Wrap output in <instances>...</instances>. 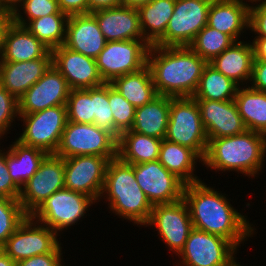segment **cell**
I'll return each instance as SVG.
<instances>
[{
    "instance_id": "35",
    "label": "cell",
    "mask_w": 266,
    "mask_h": 266,
    "mask_svg": "<svg viewBox=\"0 0 266 266\" xmlns=\"http://www.w3.org/2000/svg\"><path fill=\"white\" fill-rule=\"evenodd\" d=\"M234 42L229 35L206 25L198 32L188 47L209 63Z\"/></svg>"
},
{
    "instance_id": "4",
    "label": "cell",
    "mask_w": 266,
    "mask_h": 266,
    "mask_svg": "<svg viewBox=\"0 0 266 266\" xmlns=\"http://www.w3.org/2000/svg\"><path fill=\"white\" fill-rule=\"evenodd\" d=\"M102 198L108 202L110 211L137 226H144L150 218L153 205L136 181L134 165L118 157L107 165L99 202Z\"/></svg>"
},
{
    "instance_id": "50",
    "label": "cell",
    "mask_w": 266,
    "mask_h": 266,
    "mask_svg": "<svg viewBox=\"0 0 266 266\" xmlns=\"http://www.w3.org/2000/svg\"><path fill=\"white\" fill-rule=\"evenodd\" d=\"M24 0H0V9L13 13Z\"/></svg>"
},
{
    "instance_id": "17",
    "label": "cell",
    "mask_w": 266,
    "mask_h": 266,
    "mask_svg": "<svg viewBox=\"0 0 266 266\" xmlns=\"http://www.w3.org/2000/svg\"><path fill=\"white\" fill-rule=\"evenodd\" d=\"M70 91L66 79L52 64L46 73L18 99V112L29 114L66 105Z\"/></svg>"
},
{
    "instance_id": "12",
    "label": "cell",
    "mask_w": 266,
    "mask_h": 266,
    "mask_svg": "<svg viewBox=\"0 0 266 266\" xmlns=\"http://www.w3.org/2000/svg\"><path fill=\"white\" fill-rule=\"evenodd\" d=\"M144 226H154L159 238L176 255L184 248L188 235L194 228L183 198L172 203L153 205L150 218Z\"/></svg>"
},
{
    "instance_id": "48",
    "label": "cell",
    "mask_w": 266,
    "mask_h": 266,
    "mask_svg": "<svg viewBox=\"0 0 266 266\" xmlns=\"http://www.w3.org/2000/svg\"><path fill=\"white\" fill-rule=\"evenodd\" d=\"M121 5V0H89V13L99 9L113 8Z\"/></svg>"
},
{
    "instance_id": "46",
    "label": "cell",
    "mask_w": 266,
    "mask_h": 266,
    "mask_svg": "<svg viewBox=\"0 0 266 266\" xmlns=\"http://www.w3.org/2000/svg\"><path fill=\"white\" fill-rule=\"evenodd\" d=\"M58 6L68 16L89 13V0H58Z\"/></svg>"
},
{
    "instance_id": "42",
    "label": "cell",
    "mask_w": 266,
    "mask_h": 266,
    "mask_svg": "<svg viewBox=\"0 0 266 266\" xmlns=\"http://www.w3.org/2000/svg\"><path fill=\"white\" fill-rule=\"evenodd\" d=\"M6 151L0 149V197L19 199L21 189L13 182L9 175Z\"/></svg>"
},
{
    "instance_id": "38",
    "label": "cell",
    "mask_w": 266,
    "mask_h": 266,
    "mask_svg": "<svg viewBox=\"0 0 266 266\" xmlns=\"http://www.w3.org/2000/svg\"><path fill=\"white\" fill-rule=\"evenodd\" d=\"M27 216L19 199L0 197V247L6 243Z\"/></svg>"
},
{
    "instance_id": "30",
    "label": "cell",
    "mask_w": 266,
    "mask_h": 266,
    "mask_svg": "<svg viewBox=\"0 0 266 266\" xmlns=\"http://www.w3.org/2000/svg\"><path fill=\"white\" fill-rule=\"evenodd\" d=\"M135 108L151 102L158 96L149 67L116 77L110 82Z\"/></svg>"
},
{
    "instance_id": "37",
    "label": "cell",
    "mask_w": 266,
    "mask_h": 266,
    "mask_svg": "<svg viewBox=\"0 0 266 266\" xmlns=\"http://www.w3.org/2000/svg\"><path fill=\"white\" fill-rule=\"evenodd\" d=\"M66 107L68 121L81 124L94 123L91 88L71 90L66 102Z\"/></svg>"
},
{
    "instance_id": "11",
    "label": "cell",
    "mask_w": 266,
    "mask_h": 266,
    "mask_svg": "<svg viewBox=\"0 0 266 266\" xmlns=\"http://www.w3.org/2000/svg\"><path fill=\"white\" fill-rule=\"evenodd\" d=\"M212 0H175L173 15L165 35L156 46H188L198 32L207 25Z\"/></svg>"
},
{
    "instance_id": "22",
    "label": "cell",
    "mask_w": 266,
    "mask_h": 266,
    "mask_svg": "<svg viewBox=\"0 0 266 266\" xmlns=\"http://www.w3.org/2000/svg\"><path fill=\"white\" fill-rule=\"evenodd\" d=\"M52 65V52L43 58L22 62H0V84L17 100L36 83Z\"/></svg>"
},
{
    "instance_id": "8",
    "label": "cell",
    "mask_w": 266,
    "mask_h": 266,
    "mask_svg": "<svg viewBox=\"0 0 266 266\" xmlns=\"http://www.w3.org/2000/svg\"><path fill=\"white\" fill-rule=\"evenodd\" d=\"M23 121L21 135L16 138L22 144L39 148L47 154H55L67 124V107L58 105L44 110L19 114Z\"/></svg>"
},
{
    "instance_id": "51",
    "label": "cell",
    "mask_w": 266,
    "mask_h": 266,
    "mask_svg": "<svg viewBox=\"0 0 266 266\" xmlns=\"http://www.w3.org/2000/svg\"><path fill=\"white\" fill-rule=\"evenodd\" d=\"M152 0H121V6L138 8L144 4L150 3Z\"/></svg>"
},
{
    "instance_id": "15",
    "label": "cell",
    "mask_w": 266,
    "mask_h": 266,
    "mask_svg": "<svg viewBox=\"0 0 266 266\" xmlns=\"http://www.w3.org/2000/svg\"><path fill=\"white\" fill-rule=\"evenodd\" d=\"M109 159L96 155L64 158L65 188L81 192L99 202Z\"/></svg>"
},
{
    "instance_id": "25",
    "label": "cell",
    "mask_w": 266,
    "mask_h": 266,
    "mask_svg": "<svg viewBox=\"0 0 266 266\" xmlns=\"http://www.w3.org/2000/svg\"><path fill=\"white\" fill-rule=\"evenodd\" d=\"M254 51L251 41H237L209 62L217 71L243 86L252 76ZM247 81V82H246ZM244 82V83H243ZM241 84V85H240Z\"/></svg>"
},
{
    "instance_id": "5",
    "label": "cell",
    "mask_w": 266,
    "mask_h": 266,
    "mask_svg": "<svg viewBox=\"0 0 266 266\" xmlns=\"http://www.w3.org/2000/svg\"><path fill=\"white\" fill-rule=\"evenodd\" d=\"M165 139L192 149L204 159L208 138L197 101L193 97H170V115Z\"/></svg>"
},
{
    "instance_id": "23",
    "label": "cell",
    "mask_w": 266,
    "mask_h": 266,
    "mask_svg": "<svg viewBox=\"0 0 266 266\" xmlns=\"http://www.w3.org/2000/svg\"><path fill=\"white\" fill-rule=\"evenodd\" d=\"M250 4L240 0H212L207 26L229 35L235 42L249 28Z\"/></svg>"
},
{
    "instance_id": "41",
    "label": "cell",
    "mask_w": 266,
    "mask_h": 266,
    "mask_svg": "<svg viewBox=\"0 0 266 266\" xmlns=\"http://www.w3.org/2000/svg\"><path fill=\"white\" fill-rule=\"evenodd\" d=\"M16 117L19 118L18 100L0 84V140L11 130Z\"/></svg>"
},
{
    "instance_id": "53",
    "label": "cell",
    "mask_w": 266,
    "mask_h": 266,
    "mask_svg": "<svg viewBox=\"0 0 266 266\" xmlns=\"http://www.w3.org/2000/svg\"><path fill=\"white\" fill-rule=\"evenodd\" d=\"M240 1H241V2H244V3H247V1H248V2H250V3H252V4H253V2H254V3H257V2L259 3V2H261V1L263 2V0H246V2H245V0H240ZM265 1H266V0H264V2H265Z\"/></svg>"
},
{
    "instance_id": "44",
    "label": "cell",
    "mask_w": 266,
    "mask_h": 266,
    "mask_svg": "<svg viewBox=\"0 0 266 266\" xmlns=\"http://www.w3.org/2000/svg\"><path fill=\"white\" fill-rule=\"evenodd\" d=\"M61 244L52 252L36 255L16 262V266H64L62 264L63 252Z\"/></svg>"
},
{
    "instance_id": "18",
    "label": "cell",
    "mask_w": 266,
    "mask_h": 266,
    "mask_svg": "<svg viewBox=\"0 0 266 266\" xmlns=\"http://www.w3.org/2000/svg\"><path fill=\"white\" fill-rule=\"evenodd\" d=\"M51 52L53 66L64 76L71 90L89 89L105 83L98 71L96 59L64 45Z\"/></svg>"
},
{
    "instance_id": "43",
    "label": "cell",
    "mask_w": 266,
    "mask_h": 266,
    "mask_svg": "<svg viewBox=\"0 0 266 266\" xmlns=\"http://www.w3.org/2000/svg\"><path fill=\"white\" fill-rule=\"evenodd\" d=\"M249 30L258 35L255 37L266 38V1L250 5Z\"/></svg>"
},
{
    "instance_id": "34",
    "label": "cell",
    "mask_w": 266,
    "mask_h": 266,
    "mask_svg": "<svg viewBox=\"0 0 266 266\" xmlns=\"http://www.w3.org/2000/svg\"><path fill=\"white\" fill-rule=\"evenodd\" d=\"M69 16L61 11L57 14L31 20L25 27L50 51L65 42Z\"/></svg>"
},
{
    "instance_id": "28",
    "label": "cell",
    "mask_w": 266,
    "mask_h": 266,
    "mask_svg": "<svg viewBox=\"0 0 266 266\" xmlns=\"http://www.w3.org/2000/svg\"><path fill=\"white\" fill-rule=\"evenodd\" d=\"M162 139L127 130L117 142V157L124 163L135 165L159 159Z\"/></svg>"
},
{
    "instance_id": "26",
    "label": "cell",
    "mask_w": 266,
    "mask_h": 266,
    "mask_svg": "<svg viewBox=\"0 0 266 266\" xmlns=\"http://www.w3.org/2000/svg\"><path fill=\"white\" fill-rule=\"evenodd\" d=\"M170 115V97L158 95L151 102L135 109L132 131L165 139Z\"/></svg>"
},
{
    "instance_id": "54",
    "label": "cell",
    "mask_w": 266,
    "mask_h": 266,
    "mask_svg": "<svg viewBox=\"0 0 266 266\" xmlns=\"http://www.w3.org/2000/svg\"><path fill=\"white\" fill-rule=\"evenodd\" d=\"M234 266H243V265H240L239 262H237Z\"/></svg>"
},
{
    "instance_id": "24",
    "label": "cell",
    "mask_w": 266,
    "mask_h": 266,
    "mask_svg": "<svg viewBox=\"0 0 266 266\" xmlns=\"http://www.w3.org/2000/svg\"><path fill=\"white\" fill-rule=\"evenodd\" d=\"M49 51L26 27L11 21L4 32L0 62L36 60Z\"/></svg>"
},
{
    "instance_id": "49",
    "label": "cell",
    "mask_w": 266,
    "mask_h": 266,
    "mask_svg": "<svg viewBox=\"0 0 266 266\" xmlns=\"http://www.w3.org/2000/svg\"><path fill=\"white\" fill-rule=\"evenodd\" d=\"M12 21V13L7 10L0 9V55L3 48V37L6 27Z\"/></svg>"
},
{
    "instance_id": "16",
    "label": "cell",
    "mask_w": 266,
    "mask_h": 266,
    "mask_svg": "<svg viewBox=\"0 0 266 266\" xmlns=\"http://www.w3.org/2000/svg\"><path fill=\"white\" fill-rule=\"evenodd\" d=\"M136 181L152 205L183 198L185 183L169 172L159 160L134 165Z\"/></svg>"
},
{
    "instance_id": "52",
    "label": "cell",
    "mask_w": 266,
    "mask_h": 266,
    "mask_svg": "<svg viewBox=\"0 0 266 266\" xmlns=\"http://www.w3.org/2000/svg\"><path fill=\"white\" fill-rule=\"evenodd\" d=\"M0 266H16V262L11 259L2 249L0 250Z\"/></svg>"
},
{
    "instance_id": "9",
    "label": "cell",
    "mask_w": 266,
    "mask_h": 266,
    "mask_svg": "<svg viewBox=\"0 0 266 266\" xmlns=\"http://www.w3.org/2000/svg\"><path fill=\"white\" fill-rule=\"evenodd\" d=\"M237 248L227 239L193 228L177 255L180 266H234Z\"/></svg>"
},
{
    "instance_id": "40",
    "label": "cell",
    "mask_w": 266,
    "mask_h": 266,
    "mask_svg": "<svg viewBox=\"0 0 266 266\" xmlns=\"http://www.w3.org/2000/svg\"><path fill=\"white\" fill-rule=\"evenodd\" d=\"M109 104L115 127L122 133L130 130L134 122L135 107L109 83Z\"/></svg>"
},
{
    "instance_id": "21",
    "label": "cell",
    "mask_w": 266,
    "mask_h": 266,
    "mask_svg": "<svg viewBox=\"0 0 266 266\" xmlns=\"http://www.w3.org/2000/svg\"><path fill=\"white\" fill-rule=\"evenodd\" d=\"M106 42L91 13L69 16L63 44L65 47L96 59Z\"/></svg>"
},
{
    "instance_id": "31",
    "label": "cell",
    "mask_w": 266,
    "mask_h": 266,
    "mask_svg": "<svg viewBox=\"0 0 266 266\" xmlns=\"http://www.w3.org/2000/svg\"><path fill=\"white\" fill-rule=\"evenodd\" d=\"M174 7L175 0H152L137 8L142 35L150 46L165 35Z\"/></svg>"
},
{
    "instance_id": "7",
    "label": "cell",
    "mask_w": 266,
    "mask_h": 266,
    "mask_svg": "<svg viewBox=\"0 0 266 266\" xmlns=\"http://www.w3.org/2000/svg\"><path fill=\"white\" fill-rule=\"evenodd\" d=\"M95 203L88 195L64 187L43 201L30 216L61 234L84 218L86 211Z\"/></svg>"
},
{
    "instance_id": "27",
    "label": "cell",
    "mask_w": 266,
    "mask_h": 266,
    "mask_svg": "<svg viewBox=\"0 0 266 266\" xmlns=\"http://www.w3.org/2000/svg\"><path fill=\"white\" fill-rule=\"evenodd\" d=\"M9 146L6 151L7 168L13 182L21 189L48 154L39 148L24 145L17 139Z\"/></svg>"
},
{
    "instance_id": "29",
    "label": "cell",
    "mask_w": 266,
    "mask_h": 266,
    "mask_svg": "<svg viewBox=\"0 0 266 266\" xmlns=\"http://www.w3.org/2000/svg\"><path fill=\"white\" fill-rule=\"evenodd\" d=\"M158 160L185 184L201 180L194 174V171L197 162L202 163L203 160L188 147L162 139Z\"/></svg>"
},
{
    "instance_id": "3",
    "label": "cell",
    "mask_w": 266,
    "mask_h": 266,
    "mask_svg": "<svg viewBox=\"0 0 266 266\" xmlns=\"http://www.w3.org/2000/svg\"><path fill=\"white\" fill-rule=\"evenodd\" d=\"M264 157L266 135L246 130L239 135L210 139L202 164L216 172L235 171L250 178L260 175Z\"/></svg>"
},
{
    "instance_id": "20",
    "label": "cell",
    "mask_w": 266,
    "mask_h": 266,
    "mask_svg": "<svg viewBox=\"0 0 266 266\" xmlns=\"http://www.w3.org/2000/svg\"><path fill=\"white\" fill-rule=\"evenodd\" d=\"M91 14L96 18L106 41L145 40L137 8L117 6L99 9Z\"/></svg>"
},
{
    "instance_id": "32",
    "label": "cell",
    "mask_w": 266,
    "mask_h": 266,
    "mask_svg": "<svg viewBox=\"0 0 266 266\" xmlns=\"http://www.w3.org/2000/svg\"><path fill=\"white\" fill-rule=\"evenodd\" d=\"M234 102L246 129L266 135V92L239 86Z\"/></svg>"
},
{
    "instance_id": "6",
    "label": "cell",
    "mask_w": 266,
    "mask_h": 266,
    "mask_svg": "<svg viewBox=\"0 0 266 266\" xmlns=\"http://www.w3.org/2000/svg\"><path fill=\"white\" fill-rule=\"evenodd\" d=\"M117 142L110 132L95 124L67 121L55 155L62 158L96 155L113 160L117 158Z\"/></svg>"
},
{
    "instance_id": "19",
    "label": "cell",
    "mask_w": 266,
    "mask_h": 266,
    "mask_svg": "<svg viewBox=\"0 0 266 266\" xmlns=\"http://www.w3.org/2000/svg\"><path fill=\"white\" fill-rule=\"evenodd\" d=\"M208 141L239 135L247 129L234 100H196Z\"/></svg>"
},
{
    "instance_id": "13",
    "label": "cell",
    "mask_w": 266,
    "mask_h": 266,
    "mask_svg": "<svg viewBox=\"0 0 266 266\" xmlns=\"http://www.w3.org/2000/svg\"><path fill=\"white\" fill-rule=\"evenodd\" d=\"M57 236L60 235L28 215L1 249L18 262L36 255L52 253L61 244Z\"/></svg>"
},
{
    "instance_id": "1",
    "label": "cell",
    "mask_w": 266,
    "mask_h": 266,
    "mask_svg": "<svg viewBox=\"0 0 266 266\" xmlns=\"http://www.w3.org/2000/svg\"><path fill=\"white\" fill-rule=\"evenodd\" d=\"M215 190L207 187L202 180L185 185L183 199L188 206L193 227L221 236L238 248L249 237H253L255 225H251L247 216L227 201L226 194Z\"/></svg>"
},
{
    "instance_id": "33",
    "label": "cell",
    "mask_w": 266,
    "mask_h": 266,
    "mask_svg": "<svg viewBox=\"0 0 266 266\" xmlns=\"http://www.w3.org/2000/svg\"><path fill=\"white\" fill-rule=\"evenodd\" d=\"M239 85L207 63L204 67L198 88L193 95L195 100H234Z\"/></svg>"
},
{
    "instance_id": "45",
    "label": "cell",
    "mask_w": 266,
    "mask_h": 266,
    "mask_svg": "<svg viewBox=\"0 0 266 266\" xmlns=\"http://www.w3.org/2000/svg\"><path fill=\"white\" fill-rule=\"evenodd\" d=\"M250 82L251 88L266 92V60H254Z\"/></svg>"
},
{
    "instance_id": "2",
    "label": "cell",
    "mask_w": 266,
    "mask_h": 266,
    "mask_svg": "<svg viewBox=\"0 0 266 266\" xmlns=\"http://www.w3.org/2000/svg\"><path fill=\"white\" fill-rule=\"evenodd\" d=\"M207 62L188 46H150L147 66L158 95L193 97Z\"/></svg>"
},
{
    "instance_id": "36",
    "label": "cell",
    "mask_w": 266,
    "mask_h": 266,
    "mask_svg": "<svg viewBox=\"0 0 266 266\" xmlns=\"http://www.w3.org/2000/svg\"><path fill=\"white\" fill-rule=\"evenodd\" d=\"M93 100L94 123L97 127L110 132L117 140L121 132L115 127L109 104V83L91 88Z\"/></svg>"
},
{
    "instance_id": "10",
    "label": "cell",
    "mask_w": 266,
    "mask_h": 266,
    "mask_svg": "<svg viewBox=\"0 0 266 266\" xmlns=\"http://www.w3.org/2000/svg\"><path fill=\"white\" fill-rule=\"evenodd\" d=\"M150 45L145 40L108 41L96 58L101 78L105 83L147 65Z\"/></svg>"
},
{
    "instance_id": "47",
    "label": "cell",
    "mask_w": 266,
    "mask_h": 266,
    "mask_svg": "<svg viewBox=\"0 0 266 266\" xmlns=\"http://www.w3.org/2000/svg\"><path fill=\"white\" fill-rule=\"evenodd\" d=\"M254 60H266V38L255 37L252 40Z\"/></svg>"
},
{
    "instance_id": "14",
    "label": "cell",
    "mask_w": 266,
    "mask_h": 266,
    "mask_svg": "<svg viewBox=\"0 0 266 266\" xmlns=\"http://www.w3.org/2000/svg\"><path fill=\"white\" fill-rule=\"evenodd\" d=\"M64 172V158L55 154L44 158L35 174L21 188L19 202L28 215L54 192L65 187Z\"/></svg>"
},
{
    "instance_id": "39",
    "label": "cell",
    "mask_w": 266,
    "mask_h": 266,
    "mask_svg": "<svg viewBox=\"0 0 266 266\" xmlns=\"http://www.w3.org/2000/svg\"><path fill=\"white\" fill-rule=\"evenodd\" d=\"M59 11L58 0H24L12 13V21L25 27L31 20L57 14ZM22 14L27 17L25 18Z\"/></svg>"
}]
</instances>
